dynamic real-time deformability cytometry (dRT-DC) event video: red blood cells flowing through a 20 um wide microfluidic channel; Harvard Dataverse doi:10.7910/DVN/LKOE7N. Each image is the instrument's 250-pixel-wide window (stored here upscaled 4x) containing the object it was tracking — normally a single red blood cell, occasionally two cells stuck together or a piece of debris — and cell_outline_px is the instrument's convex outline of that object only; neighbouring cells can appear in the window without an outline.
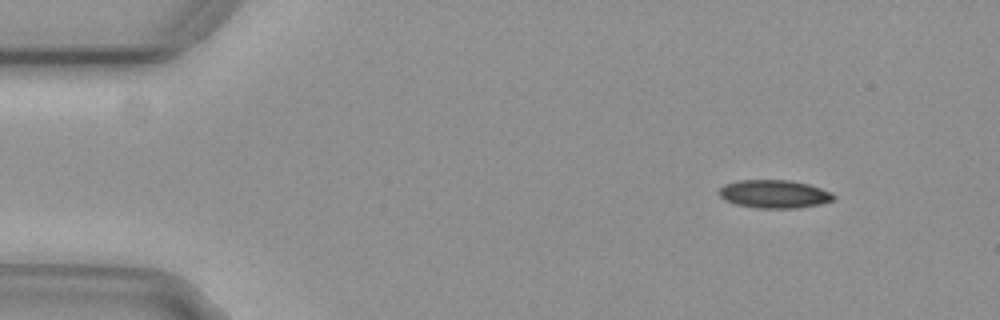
{"species": "common noctule bat (a hibernating species)", "species_latin": "Nyctalus noctula", "temperature_condition": "cold", "stored_images_in_passage": 50, "camera_frame_rate_fps": 3000, "um_per_image_px": 0.085, "animal": {"sex": "female", "body_mass_g": 29.2, "forearm_length_mm": 56.3}, "frame": {"image": 1, "passage_image": 1, "time_ms": 0.0, "image_size_px": [1000, 320], "cell_outline_px": [[836, 196], [832, 200], [820, 204], [796, 208], [756, 208], [736, 204], [724, 200], [716, 192], [724, 184], [740, 180], [788, 180], [808, 184], [832, 192]], "centroid_in_image_um": [65.78, 16.49], "position_along_channel_um": 19.2, "area_um2": 18.84}}
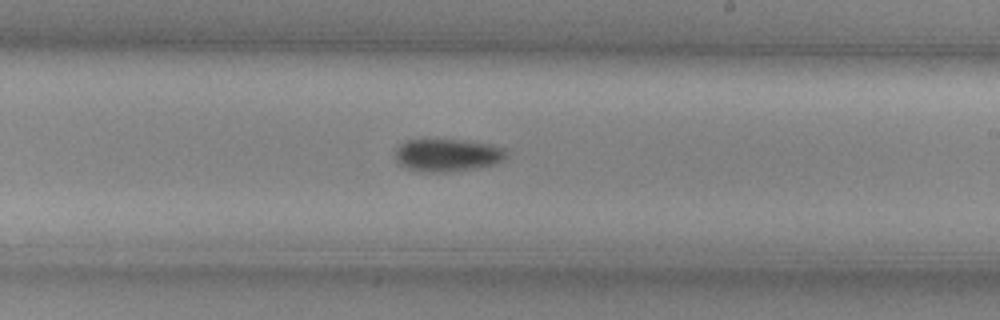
{"frame": {"image": 2, "passage_image": 27, "time_ms": 8.667, "image_size_px": [1000, 320], "cell_outline_px": [[508, 152], [504, 160], [496, 164], [480, 168], [448, 172], [432, 172], [408, 168], [400, 164], [396, 160], [396, 148], [400, 144], [408, 140], [460, 140], [488, 144], [504, 148]], "centroid_in_image_um": [38.08, 13.19], "position_along_channel_um": 250.9, "area_um2": 21.04}}
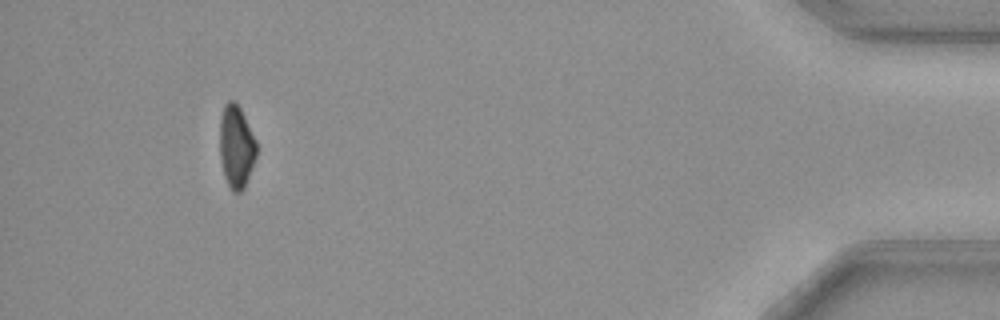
{"frame": {"image": 3, "passage_image": 46, "time_ms": 15.0, "image_size_px": [1000, 320], "cell_outline_px": [[256, 156], [244, 188], [240, 192], [232, 192], [224, 176], [220, 160], [220, 116], [224, 104], [228, 100], [232, 100], [240, 108], [256, 140]], "centroid_in_image_um": [20.06, 12.46], "position_along_channel_um": 415.1, "area_um2": 17.63}, "authors_computed_cell_mechanics": {"area_um2": 19.4208, "velocity_mm_per_s": 3.7348, "shape_relaxation_time_tau1_ms": 5.6548, "shape_relaxation_time_tau2_ms": null, "deformation_change_tau1": 0.1465, "deformation_change_tau2": null}}